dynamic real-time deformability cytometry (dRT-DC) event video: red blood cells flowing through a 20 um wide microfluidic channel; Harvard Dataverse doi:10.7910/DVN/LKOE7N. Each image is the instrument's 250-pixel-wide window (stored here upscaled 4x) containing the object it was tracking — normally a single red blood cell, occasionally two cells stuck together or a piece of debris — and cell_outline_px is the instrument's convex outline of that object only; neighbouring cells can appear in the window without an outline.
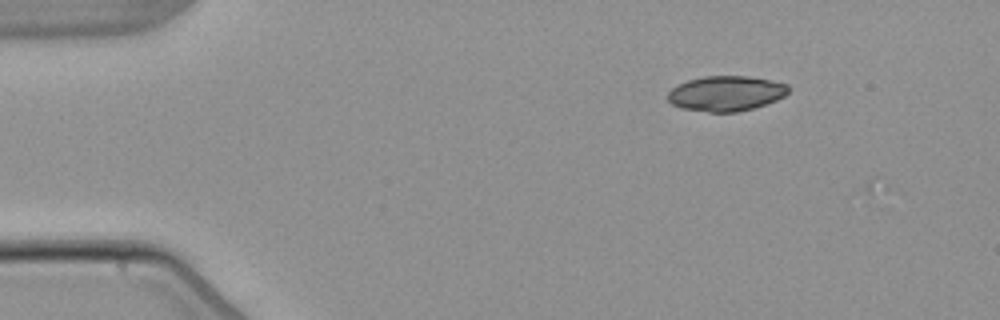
{"species": "common noctule bat (a hibernating species)", "species_latin": "Nyctalus noctula", "temperature_condition": "warm", "stored_images_in_passage": 4, "segment_of_instrument_passage": [1, 2], "camera_frame_rate_fps": 3000, "um_per_image_px": 0.085, "animal": {"sex": "male", "body_mass_g": 21.5, "forearm_length_mm": 52.0}, "frame": {"image": 1, "passage_image": 1, "time_ms": 0.0, "image_size_px": [1000, 320], "cell_outline_px": [[788, 92], [784, 96], [776, 100], [752, 108], [736, 112], [708, 112], [680, 108], [672, 104], [668, 100], [668, 92], [672, 88], [688, 80], [704, 76], [748, 76], [772, 80], [788, 84]], "centroid_in_image_um": [61.7, 7.94], "position_along_channel_um": 23.3, "area_um2": 24.62}}